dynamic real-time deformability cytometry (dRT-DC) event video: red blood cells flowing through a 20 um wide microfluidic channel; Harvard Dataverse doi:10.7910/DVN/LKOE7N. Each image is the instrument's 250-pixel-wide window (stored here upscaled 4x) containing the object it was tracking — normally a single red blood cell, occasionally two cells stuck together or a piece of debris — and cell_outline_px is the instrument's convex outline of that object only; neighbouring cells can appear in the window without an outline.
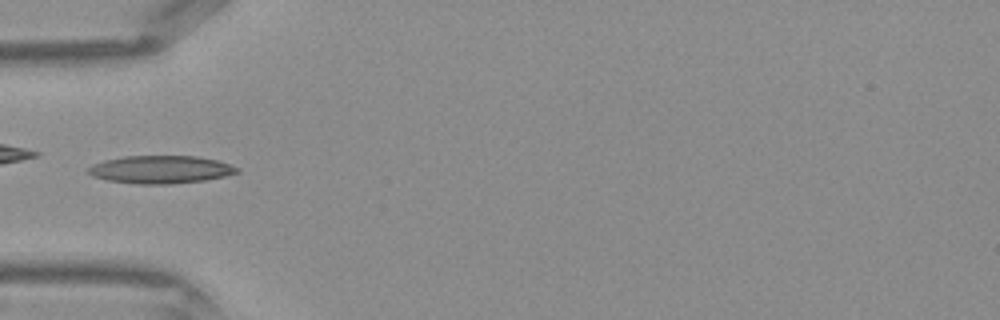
{"species": "Egyptian fruit bat (a non-hibernating species)", "species_latin": "Rousettus aegyptiacus", "temperature_condition": "warm", "stored_images_in_passage": 33, "camera_frame_rate_fps": 3000, "um_per_image_px": 0.085, "frame": {"image": 1, "passage_image": 4, "time_ms": 1.0, "image_size_px": [1000, 320], "cell_outline_px": [[240, 172], [224, 176], [204, 180], [168, 184], [136, 184], [108, 180], [92, 176], [88, 172], [88, 168], [92, 164], [104, 160], [124, 156], [196, 156], [216, 160], [240, 168]], "centroid_in_image_um": [13.64, 14.41], "position_along_channel_um": 71.4, "area_um2": 24.04}}
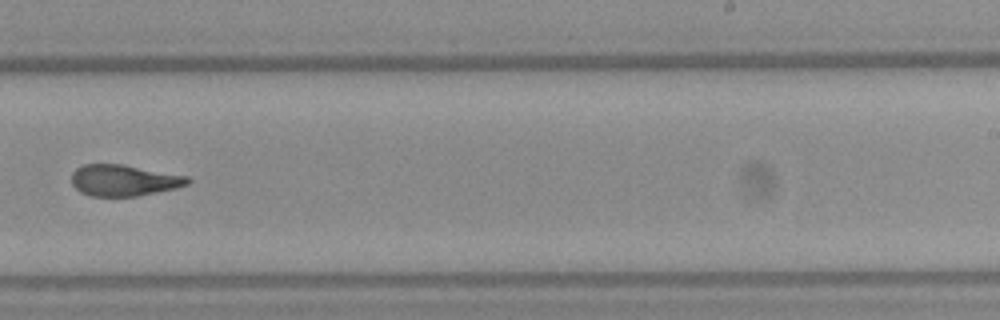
{"frame": {"image": 2, "passage_image": 17, "time_ms": 5.333, "image_size_px": [1000, 320], "cell_outline_px": [[192, 180], [188, 184], [176, 188], [136, 196], [88, 196], [80, 192], [72, 184], [72, 172], [76, 168], [84, 164], [120, 164], [188, 176]], "centroid_in_image_um": [10.51, 15.33], "position_along_channel_um": 278.5, "area_um2": 21.1}}
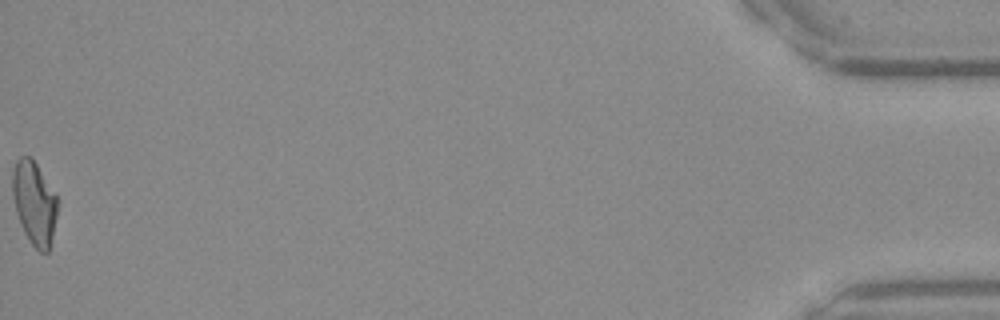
{"frame": {"image": 3, "passage_image": 33, "time_ms": 10.667, "image_size_px": [1000, 320], "cell_outline_px": [[56, 216], [52, 236], [48, 252], [40, 252], [32, 244], [24, 232], [16, 212], [12, 196], [12, 172], [16, 160], [20, 156], [28, 156], [36, 164], [56, 196]], "centroid_in_image_um": [2.88, 17.24], "position_along_channel_um": 432.3, "area_um2": 21.33}}